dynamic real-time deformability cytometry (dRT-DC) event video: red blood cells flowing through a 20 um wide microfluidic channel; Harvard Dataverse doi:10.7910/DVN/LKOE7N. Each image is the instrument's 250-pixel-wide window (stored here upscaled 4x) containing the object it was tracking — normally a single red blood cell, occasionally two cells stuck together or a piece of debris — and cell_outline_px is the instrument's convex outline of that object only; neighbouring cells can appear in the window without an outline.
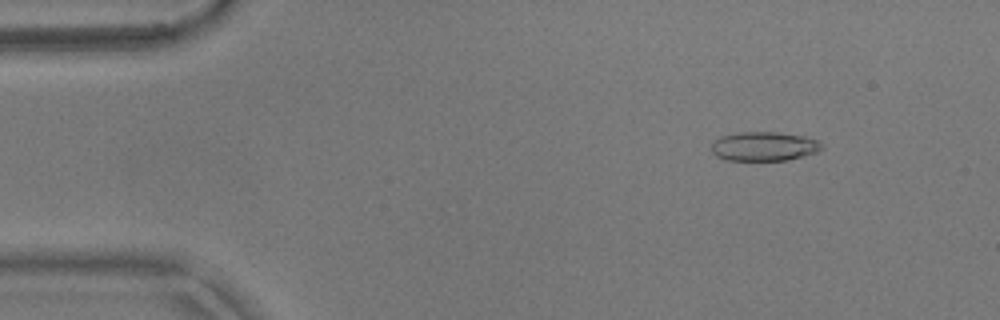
{"species": "common noctule bat (a hibernating species)", "species_latin": "Nyctalus noctula", "temperature_condition": "warm", "stored_images_in_passage": 54, "camera_frame_rate_fps": 3000, "um_per_image_px": 0.085, "animal": {"sex": "male", "body_mass_g": 17.9}, "frame": {"image": 1, "passage_image": 7, "time_ms": 2.0, "image_size_px": [1000, 320], "cell_outline_px": [[824, 148], [816, 152], [788, 160], [728, 160], [716, 156], [712, 152], [712, 144], [720, 136], [740, 132], [776, 132], [804, 136], [816, 140]], "centroid_in_image_um": [64.93, 12.44], "position_along_channel_um": 20.1, "area_um2": 18.55}}
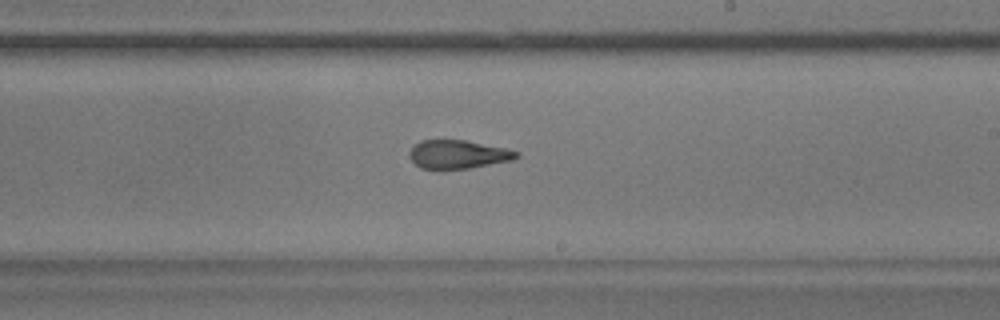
{"frame": {"image": 2, "passage_image": 32, "time_ms": 10.333, "image_size_px": [1000, 320], "cell_outline_px": [[520, 156], [512, 160], [468, 168], [420, 168], [408, 156], [408, 152], [420, 140], [464, 140], [504, 148], [520, 152]], "centroid_in_image_um": [38.93, 13.11], "position_along_channel_um": 250.1, "area_um2": 17.46}}
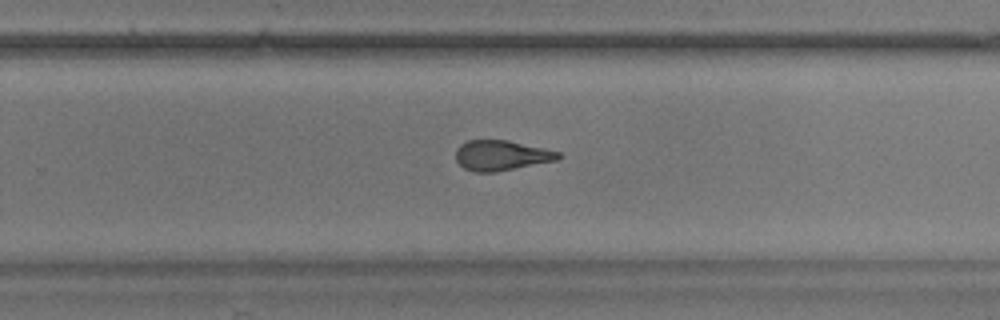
{"frame": {"image": 3, "passage_image": 35, "time_ms": 11.333, "image_size_px": [1000, 320], "cell_outline_px": [[564, 156], [556, 160], [496, 172], [472, 172], [464, 168], [456, 160], [456, 148], [460, 144], [468, 140], [508, 140], [544, 148], [560, 152]], "centroid_in_image_um": [42.61, 13.21], "position_along_channel_um": 287.2, "area_um2": 18.09}, "authors_computed_cell_mechanics": {"area_um2": 18.5249, "velocity_mm_per_s": 3.7283, "shape_relaxation_time_tau1_ms": null, "shape_relaxation_time_tau2_ms": 2.2063, "deformation_change_tau1": null, "deformation_change_tau2": 0.1091}}